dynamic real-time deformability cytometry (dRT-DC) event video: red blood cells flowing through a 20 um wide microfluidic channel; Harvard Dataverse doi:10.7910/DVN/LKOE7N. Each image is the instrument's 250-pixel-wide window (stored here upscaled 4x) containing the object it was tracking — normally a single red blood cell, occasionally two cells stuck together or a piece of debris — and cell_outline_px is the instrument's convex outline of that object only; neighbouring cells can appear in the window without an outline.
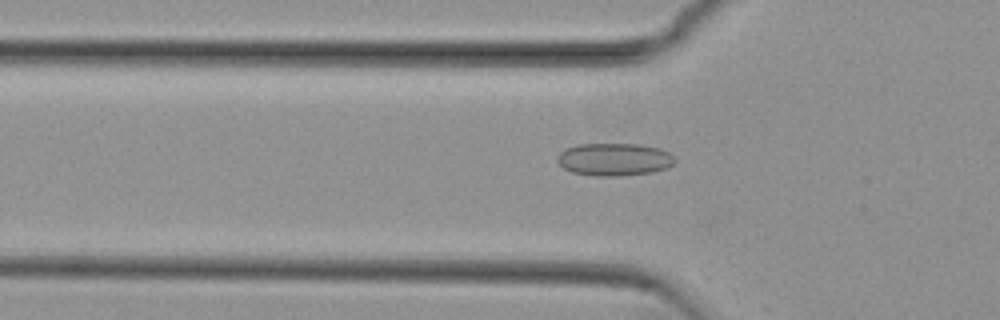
{"species": "common noctule bat (a hibernating species)", "species_latin": "Nyctalus noctula", "temperature_condition": "cold", "stored_images_in_passage": 44, "camera_frame_rate_fps": 3000, "um_per_image_px": 0.085, "animal": {"sex": "female", "body_mass_g": 29.2, "forearm_length_mm": 56.3}, "frame": {"image": 1, "passage_image": 8, "time_ms": 2.333, "image_size_px": [1000, 320], "cell_outline_px": [[676, 160], [668, 168], [652, 172], [616, 176], [596, 176], [572, 172], [564, 168], [556, 160], [556, 156], [560, 152], [568, 148], [580, 144], [640, 144], [660, 148], [668, 152]], "centroid_in_image_um": [52.21, 13.55], "position_along_channel_um": 73.6, "area_um2": 22.31}}
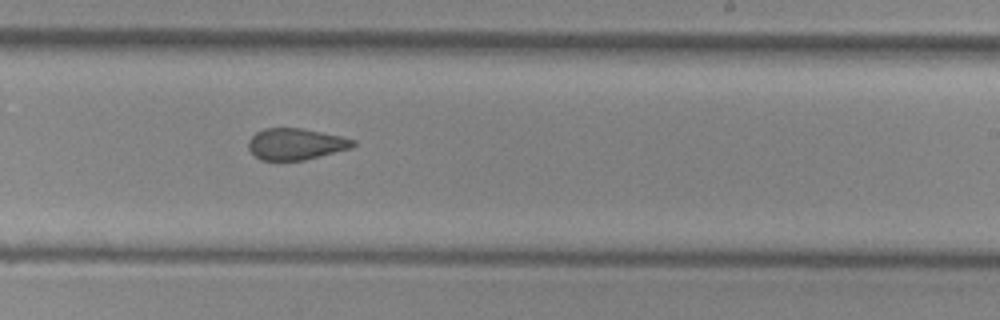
{"frame": {"image": 2, "passage_image": 23, "time_ms": 7.333, "image_size_px": [1000, 320], "cell_outline_px": [[356, 144], [352, 148], [304, 160], [260, 160], [248, 148], [248, 140], [256, 132], [264, 128], [300, 128], [340, 136], [356, 140]], "centroid_in_image_um": [25.14, 12.24], "position_along_channel_um": 263.9, "area_um2": 19.07}}
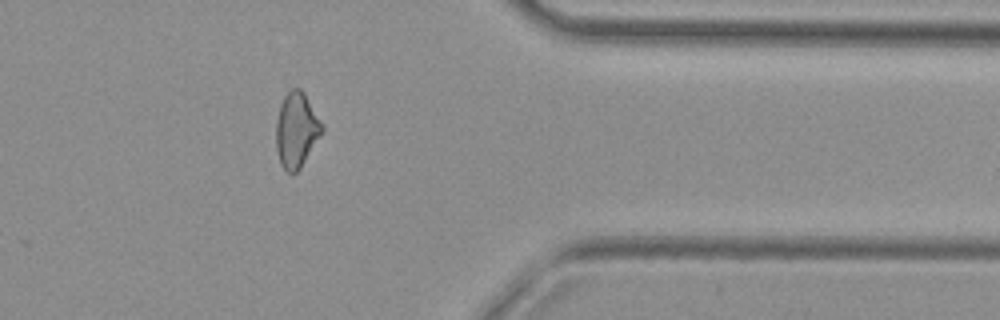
{"frame": {"image": 3, "passage_image": 34, "time_ms": 11.0, "image_size_px": [1000, 320], "cell_outline_px": [[324, 128], [300, 168], [296, 172], [288, 172], [280, 164], [276, 148], [276, 120], [280, 104], [284, 96], [292, 88], [300, 88], [304, 92], [324, 124]], "centroid_in_image_um": [25.19, 11.01], "position_along_channel_um": 386.2, "area_um2": 20.0}, "authors_computed_cell_mechanics": {"area_um2": 20.3456, "velocity_mm_per_s": 3.7966, "shape_relaxation_time_tau1_ms": null, "shape_relaxation_time_tau2_ms": 2.1566, "deformation_change_tau1": null, "deformation_change_tau2": 0.0978}}